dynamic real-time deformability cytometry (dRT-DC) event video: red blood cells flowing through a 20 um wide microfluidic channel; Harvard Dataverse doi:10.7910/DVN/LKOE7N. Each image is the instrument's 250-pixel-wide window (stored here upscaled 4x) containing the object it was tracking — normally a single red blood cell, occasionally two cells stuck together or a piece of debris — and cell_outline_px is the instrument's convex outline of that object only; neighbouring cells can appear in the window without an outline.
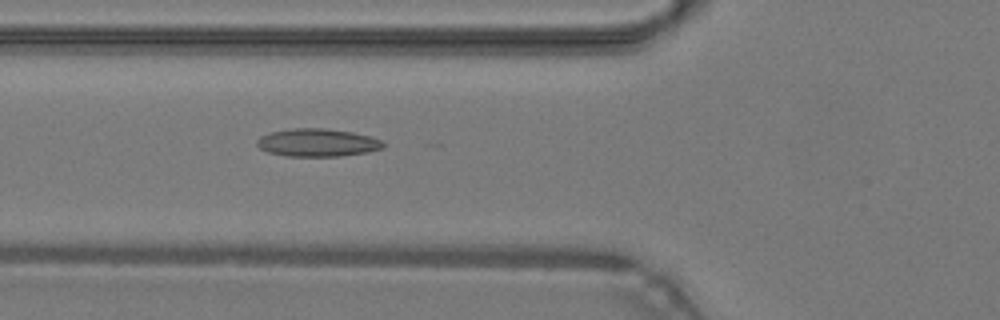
{"species": "common noctule bat (a hibernating species)", "species_latin": "Nyctalus noctula", "temperature_condition": "warm", "stored_images_in_passage": 17, "camera_frame_rate_fps": 3000, "um_per_image_px": 0.085, "animal": {"sex": "male", "body_mass_g": 19.2, "forearm_length_mm": 51.8}, "frame": {"image": 1, "passage_image": 5, "time_ms": 1.333, "image_size_px": [1000, 320], "cell_outline_px": [[384, 148], [368, 152], [340, 156], [284, 156], [268, 152], [260, 148], [256, 144], [256, 140], [260, 136], [272, 132], [292, 128], [324, 128], [352, 132], [368, 136], [380, 140], [384, 144]], "centroid_in_image_um": [26.96, 12.12], "position_along_channel_um": 98.8, "area_um2": 20.46}}
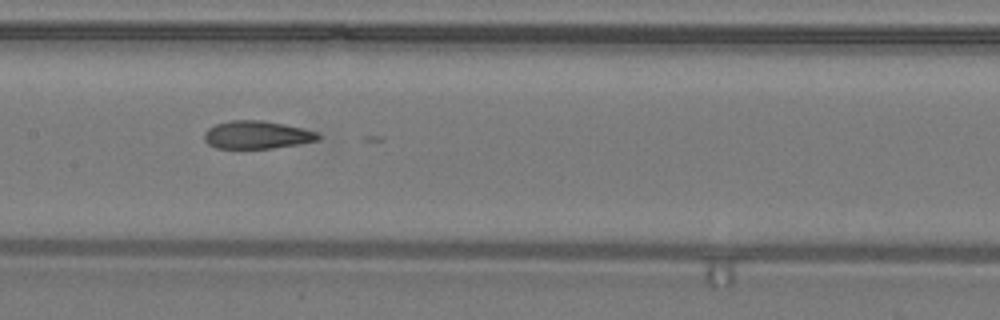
{"frame": {"image": 2, "passage_image": 11, "time_ms": 3.333, "image_size_px": [1000, 320], "cell_outline_px": [[320, 140], [272, 148], [216, 148], [208, 144], [204, 140], [204, 132], [208, 128], [216, 124], [232, 120], [264, 120], [284, 124], [316, 132], [320, 136]], "centroid_in_image_um": [21.8, 11.46], "position_along_channel_um": 185.6, "area_um2": 18.38}}
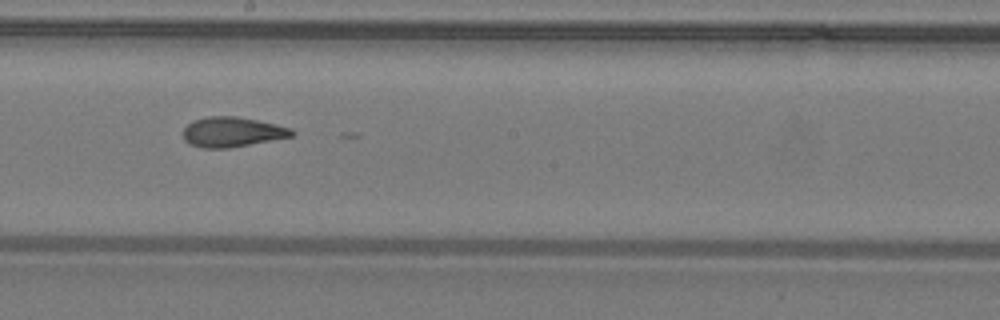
{"frame": {"image": 3, "passage_image": 14, "time_ms": 4.333, "image_size_px": [1000, 320], "cell_outline_px": [[296, 132], [292, 136], [272, 140], [228, 148], [204, 148], [188, 144], [184, 140], [184, 128], [192, 120], [208, 116], [236, 116], [276, 124], [292, 128]], "centroid_in_image_um": [19.72, 11.21], "position_along_channel_um": 228.5, "area_um2": 18.96}}